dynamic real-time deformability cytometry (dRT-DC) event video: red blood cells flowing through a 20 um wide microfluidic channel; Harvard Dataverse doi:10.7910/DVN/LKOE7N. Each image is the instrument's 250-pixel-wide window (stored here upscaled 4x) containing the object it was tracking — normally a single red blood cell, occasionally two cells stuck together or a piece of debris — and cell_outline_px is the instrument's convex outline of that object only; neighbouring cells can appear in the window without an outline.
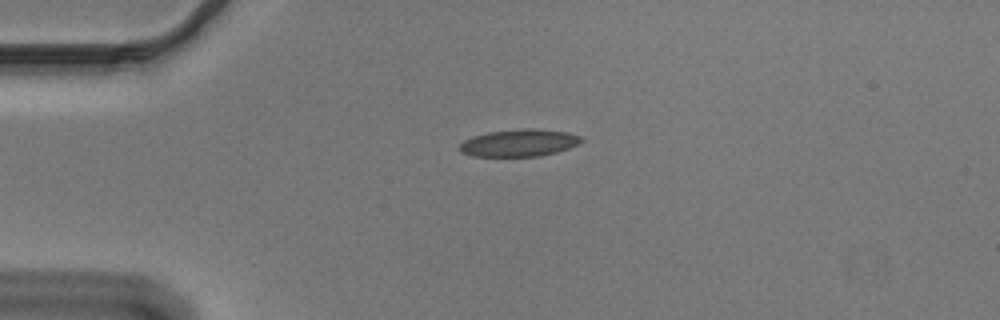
{"species": "Egyptian fruit bat (a non-hibernating species)", "species_latin": "Rousettus aegyptiacus", "temperature_condition": "cold", "stored_images_in_passage": 42, "camera_frame_rate_fps": 3000, "um_per_image_px": 0.085, "animal": {"sex": "male"}, "frame": {"image": 1, "passage_image": 1, "time_ms": 0.0, "image_size_px": [1000, 320], "cell_outline_px": [[584, 140], [580, 144], [556, 152], [540, 156], [472, 156], [460, 152], [460, 144], [464, 140], [472, 136], [488, 132], [520, 128], [532, 128], [568, 132], [580, 136]], "centroid_in_image_um": [44.13, 12.14], "position_along_channel_um": 40.9, "area_um2": 19.42}}
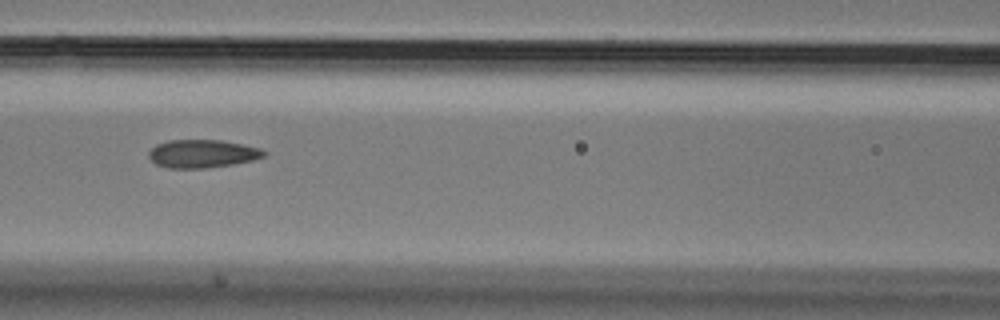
{"frame": {"image": 2, "passage_image": 12, "time_ms": 3.667, "image_size_px": [1000, 320], "cell_outline_px": [[268, 152], [264, 156], [252, 160], [232, 164], [208, 168], [168, 168], [156, 164], [148, 156], [148, 152], [156, 144], [168, 140], [224, 140], [260, 148]], "centroid_in_image_um": [17.19, 13.06], "position_along_channel_um": 149.4, "area_um2": 18.9}}
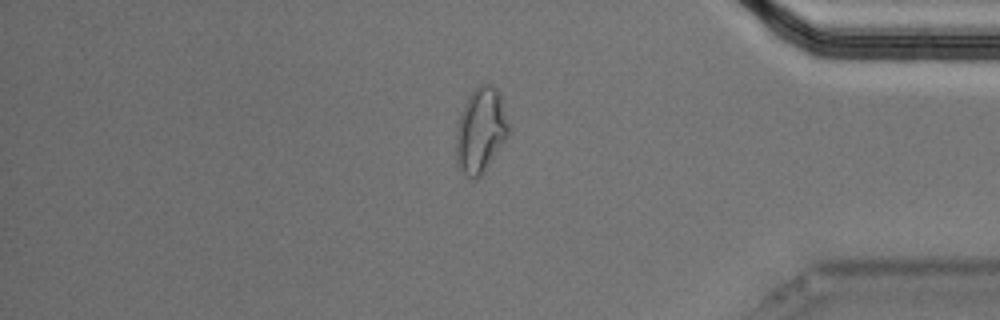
{"frame": {"image": 3, "passage_image": 34, "time_ms": 11.0, "image_size_px": [1000, 320], "cell_outline_px": [[508, 136], [484, 172], [480, 176], [472, 180], [464, 176], [460, 172], [456, 164], [456, 128], [464, 104], [468, 96], [480, 84], [488, 84], [496, 88], [500, 92], [508, 124]], "centroid_in_image_um": [40.83, 11.12], "position_along_channel_um": 394.4, "area_um2": 26.13}, "authors_computed_cell_mechanics": {"area_um2": 19.5075, "velocity_mm_per_s": 3.6719, "shape_relaxation_time_tau1_ms": 6.0987, "shape_relaxation_time_tau2_ms": 1.9745, "deformation_change_tau1": 0.1797, "deformation_change_tau2": 0.104}}